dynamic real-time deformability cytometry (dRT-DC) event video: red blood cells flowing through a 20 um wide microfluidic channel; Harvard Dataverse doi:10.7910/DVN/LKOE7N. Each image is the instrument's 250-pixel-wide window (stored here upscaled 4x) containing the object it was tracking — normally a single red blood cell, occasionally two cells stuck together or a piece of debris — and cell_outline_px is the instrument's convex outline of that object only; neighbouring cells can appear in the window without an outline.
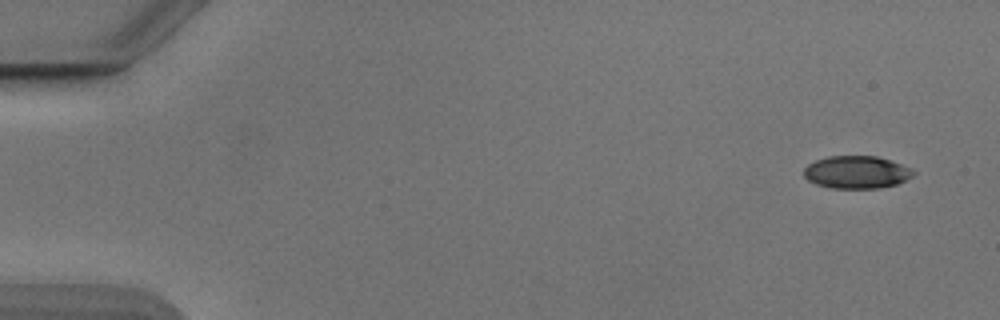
{"species": "Egyptian fruit bat (a non-hibernating species)", "species_latin": "Rousettus aegyptiacus", "temperature_condition": "cold", "stored_images_in_passage": 51, "camera_frame_rate_fps": 3000, "um_per_image_px": 0.085, "animal": {"sex": "male"}, "frame": {"image": 1, "passage_image": 1, "time_ms": 0.0, "image_size_px": [1000, 320], "cell_outline_px": [[916, 172], [912, 176], [896, 184], [880, 188], [832, 188], [816, 184], [808, 180], [804, 176], [804, 168], [808, 164], [816, 160], [828, 156], [876, 156], [912, 168]], "centroid_in_image_um": [72.79, 14.64], "position_along_channel_um": 12.2, "area_um2": 20.69}}
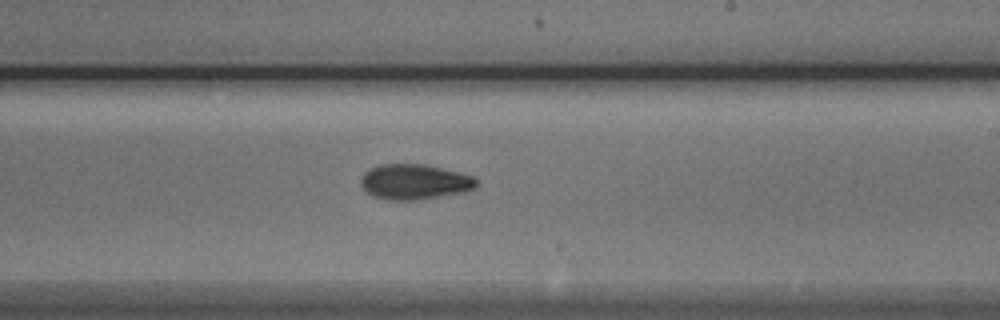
{"frame": {"image": 2, "passage_image": 30, "time_ms": 9.667, "image_size_px": [1000, 320], "cell_outline_px": [[476, 188], [464, 192], [420, 200], [388, 200], [372, 196], [360, 184], [360, 180], [364, 172], [380, 164], [424, 164], [472, 176], [476, 180]], "centroid_in_image_um": [35.21, 15.47], "position_along_channel_um": 253.8, "area_um2": 23.64}}
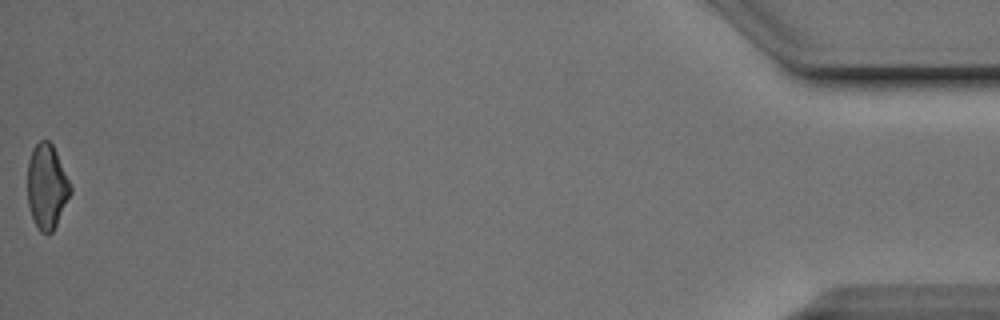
{"frame": {"image": 3, "passage_image": 51, "time_ms": 16.667, "image_size_px": [1000, 320], "cell_outline_px": [[72, 192], [52, 232], [40, 232], [36, 228], [28, 204], [28, 160], [32, 148], [40, 140], [48, 140], [52, 144], [56, 152], [72, 188]], "centroid_in_image_um": [3.97, 15.84], "position_along_channel_um": 431.2, "area_um2": 20.98}, "authors_computed_cell_mechanics": {"area_um2": 22.3108, "velocity_mm_per_s": 3.9007, "shape_relaxation_time_tau1_ms": 3.6911, "shape_relaxation_time_tau2_ms": 3.5417, "deformation_change_tau1": 0.1336, "deformation_change_tau2": 0.1006}}